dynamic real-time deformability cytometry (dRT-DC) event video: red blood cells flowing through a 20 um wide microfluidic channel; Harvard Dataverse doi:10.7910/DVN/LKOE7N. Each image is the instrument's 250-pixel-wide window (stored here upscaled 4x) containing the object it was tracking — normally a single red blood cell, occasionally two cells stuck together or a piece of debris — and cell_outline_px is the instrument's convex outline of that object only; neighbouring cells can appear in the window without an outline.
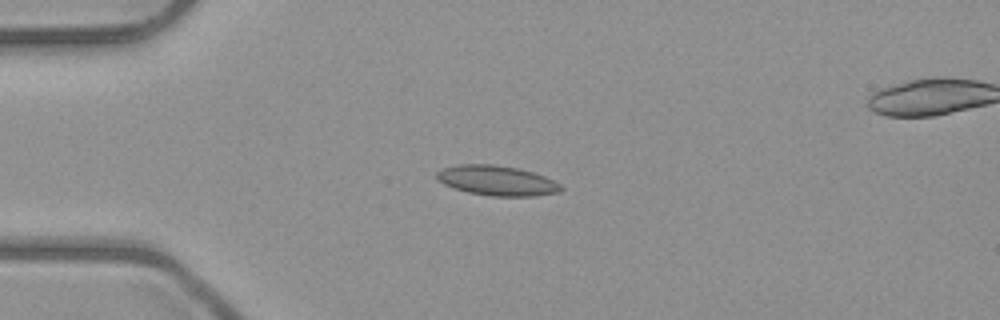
{"species": "common noctule bat (a hibernating species)", "species_latin": "Nyctalus noctula", "temperature_condition": "room temperature", "stored_images_in_passage": 6, "camera_frame_rate_fps": 3000, "um_per_image_px": 0.085, "animal": {"sex": "male", "body_mass_g": 23.1, "forearm_length_mm": 52.7}, "frame": {"image": 1, "passage_image": 3, "time_ms": 2.333, "image_size_px": [1000, 320], "cell_outline_px": [[564, 188], [560, 192], [532, 196], [492, 196], [468, 192], [444, 184], [436, 180], [436, 172], [444, 168], [460, 164], [492, 164], [520, 168], [544, 176], [560, 184]], "centroid_in_image_um": [42.24, 15.34], "position_along_channel_um": 42.8, "area_um2": 21.62}}
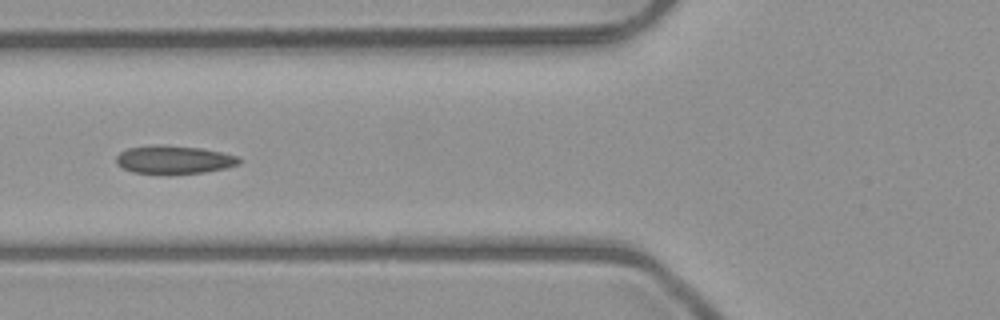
{"frame": {"image": 2, "passage_image": 5, "time_ms": 4.667, "image_size_px": [1000, 320], "cell_outline_px": [[244, 160], [240, 164], [224, 168], [204, 172], [132, 172], [116, 164], [116, 156], [120, 152], [128, 148], [160, 144], [164, 144], [200, 148], [220, 152], [236, 156]], "centroid_in_image_um": [14.79, 13.54], "position_along_channel_um": 111.0, "area_um2": 19.71}}
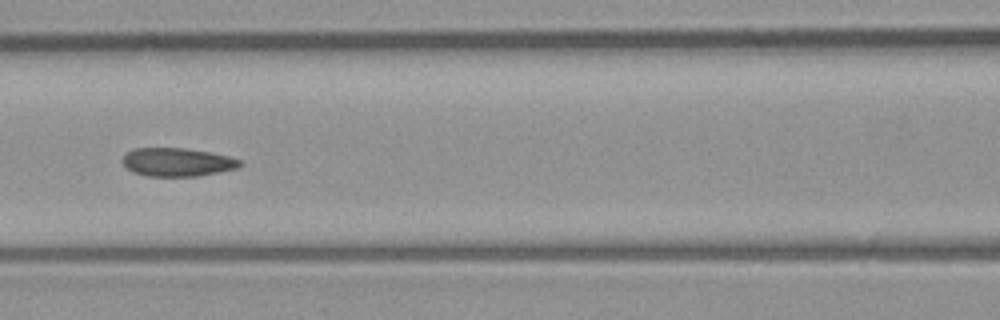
{"frame": {"image": 3, "passage_image": 6, "time_ms": 5.667, "image_size_px": [1000, 320], "cell_outline_px": [[244, 164], [236, 168], [196, 176], [148, 176], [132, 172], [120, 160], [128, 152], [136, 148], [188, 148], [228, 156], [244, 160]], "centroid_in_image_um": [15.08, 13.77], "position_along_channel_um": 151.5, "area_um2": 19.36}}